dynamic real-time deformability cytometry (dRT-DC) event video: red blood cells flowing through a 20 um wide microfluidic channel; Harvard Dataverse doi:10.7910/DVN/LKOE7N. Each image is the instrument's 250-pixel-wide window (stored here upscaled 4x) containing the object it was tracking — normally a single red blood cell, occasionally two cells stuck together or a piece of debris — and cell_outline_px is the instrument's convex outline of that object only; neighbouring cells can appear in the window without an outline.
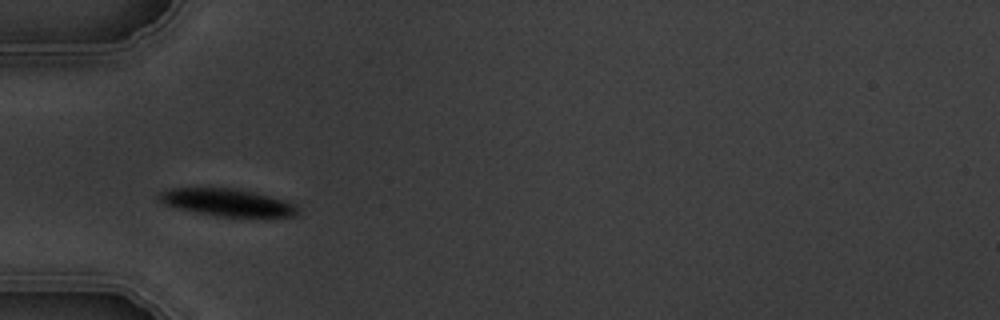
{"species": "common noctule bat (a hibernating species)", "species_latin": "Nyctalus noctula", "temperature_condition": "warm", "stored_images_in_passage": 3, "camera_frame_rate_fps": 3000, "um_per_image_px": 0.085, "animal": {"sex": "male", "body_mass_g": 19.5, "forearm_length_mm": 54.6}, "frame": {"image": 1, "passage_image": 1, "time_ms": 0.0, "image_size_px": [1000, 320], "cell_outline_px": [[300, 212], [296, 216], [264, 220], [216, 216], [176, 208], [164, 204], [156, 196], [160, 192], [168, 188], [236, 188], [284, 200], [296, 204], [300, 208]], "centroid_in_image_um": [19.43, 17.27], "position_along_channel_um": 65.6, "area_um2": 23.18}}